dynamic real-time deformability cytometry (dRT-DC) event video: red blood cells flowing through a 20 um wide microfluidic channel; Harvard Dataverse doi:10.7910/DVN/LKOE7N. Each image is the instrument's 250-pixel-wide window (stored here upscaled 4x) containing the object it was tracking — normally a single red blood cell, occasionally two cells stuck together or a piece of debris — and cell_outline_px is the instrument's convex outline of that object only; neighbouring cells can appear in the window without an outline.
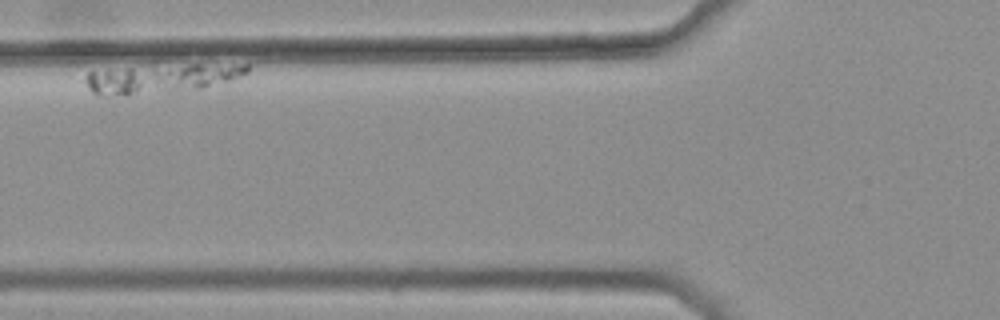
{"species": "common noctule bat (a hibernating species)", "species_latin": "Nyctalus noctula", "temperature_condition": "warm", "stored_images_in_passage": 12, "segment_of_instrument_passage": [1, 2], "camera_frame_rate_fps": 3000, "um_per_image_px": 0.085, "animal": {"sex": "female", "body_mass_g": 25.1}, "frame": {"image": 1, "passage_image": 3, "time_ms": 0.667, "image_size_px": [1000, 320], "cell_outline_px": [[248, 72], [240, 76], [204, 88], [176, 92], [104, 96], [100, 96], [92, 92], [88, 88], [84, 80], [88, 72], [128, 68], [192, 64], [248, 64]], "centroid_in_image_um": [13.7, 6.69], "position_along_channel_um": 112.1, "area_um2": 27.11}}